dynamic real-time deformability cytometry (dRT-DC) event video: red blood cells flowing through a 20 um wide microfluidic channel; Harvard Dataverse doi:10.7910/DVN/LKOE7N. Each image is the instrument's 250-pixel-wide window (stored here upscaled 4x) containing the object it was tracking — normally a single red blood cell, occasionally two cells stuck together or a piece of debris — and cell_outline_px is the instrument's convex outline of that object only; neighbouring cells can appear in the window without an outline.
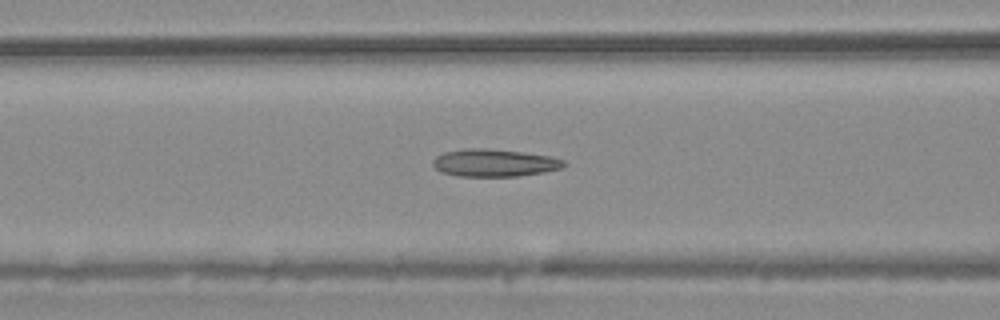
{"species": "common noctule bat (a hibernating species)", "species_latin": "Nyctalus noctula", "temperature_condition": "warm", "stored_images_in_passage": 54, "camera_frame_rate_fps": 3000, "um_per_image_px": 0.085, "animal": {"sex": "male", "body_mass_g": 20.4}, "frame": {"image": 1, "passage_image": 22, "time_ms": 7.0, "image_size_px": [1000, 320], "cell_outline_px": [[568, 164], [560, 168], [544, 172], [520, 176], [460, 176], [440, 172], [432, 164], [432, 160], [436, 156], [444, 152], [460, 148], [488, 148], [552, 156], [564, 160]], "centroid_in_image_um": [42.0, 13.83], "position_along_channel_um": 124.6, "area_um2": 21.15}}
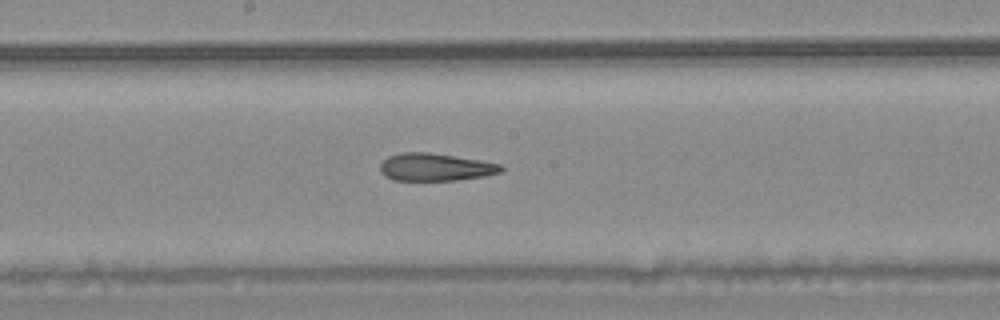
{"frame": {"image": 2, "passage_image": 29, "time_ms": 9.333, "image_size_px": [1000, 320], "cell_outline_px": [[504, 168], [500, 172], [484, 176], [456, 180], [392, 180], [384, 176], [380, 172], [380, 164], [388, 156], [404, 152], [428, 152], [456, 156], [480, 160], [500, 164]], "centroid_in_image_um": [36.98, 14.2], "position_along_channel_um": 211.2, "area_um2": 19.42}}
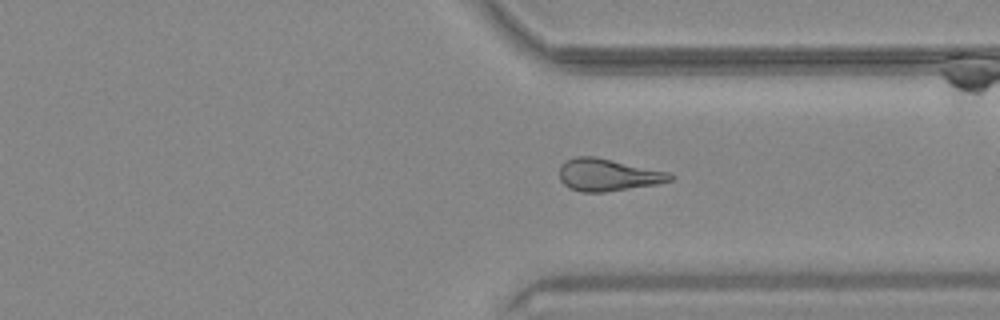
{"frame": {"image": 3, "passage_image": 41, "time_ms": 13.333, "image_size_px": [1000, 320], "cell_outline_px": [[676, 176], [672, 180], [656, 184], [604, 192], [580, 192], [568, 188], [560, 180], [560, 164], [576, 156], [592, 156], [612, 160], [668, 172]], "centroid_in_image_um": [51.65, 14.87], "position_along_channel_um": 359.8, "area_um2": 20.63}, "authors_computed_cell_mechanics": {"area_um2": 21.2993, "velocity_mm_per_s": 3.7161, "shape_relaxation_time_tau1_ms": null, "shape_relaxation_time_tau2_ms": 4.6717, "deformation_change_tau1": null, "deformation_change_tau2": 0.1533}}